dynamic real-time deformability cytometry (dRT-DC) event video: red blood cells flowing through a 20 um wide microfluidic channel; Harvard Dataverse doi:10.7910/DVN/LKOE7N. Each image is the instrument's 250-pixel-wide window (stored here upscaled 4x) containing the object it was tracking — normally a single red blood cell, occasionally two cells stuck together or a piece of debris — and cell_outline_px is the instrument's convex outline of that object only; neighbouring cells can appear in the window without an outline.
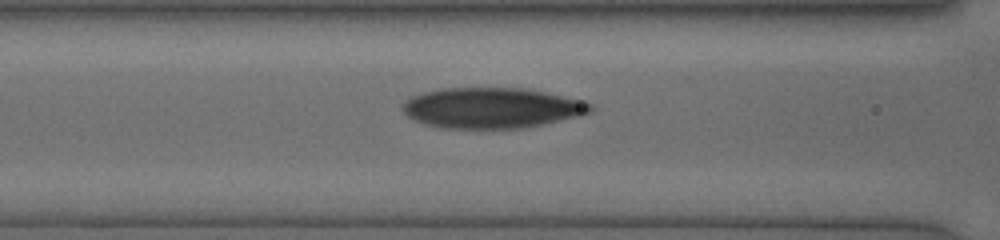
{"species": "human", "species_latin": "Homo sapiens", "temperature_condition": "cold", "stored_images_in_passage": 18, "camera_frame_rate_fps": 3000, "um_per_image_px": 0.085, "donor": {"sex": "female"}, "frame": {"image": 1, "passage_image": 13, "time_ms": 4.0, "image_size_px": [1000, 240], "cell_outline_px": [[596, 108], [592, 112], [580, 116], [520, 128], [440, 128], [416, 120], [408, 116], [404, 112], [404, 100], [412, 96], [424, 92], [444, 88], [528, 88], [584, 100], [592, 104]], "centroid_in_image_um": [41.87, 9.16], "position_along_channel_um": 124.7, "area_um2": 44.33}}
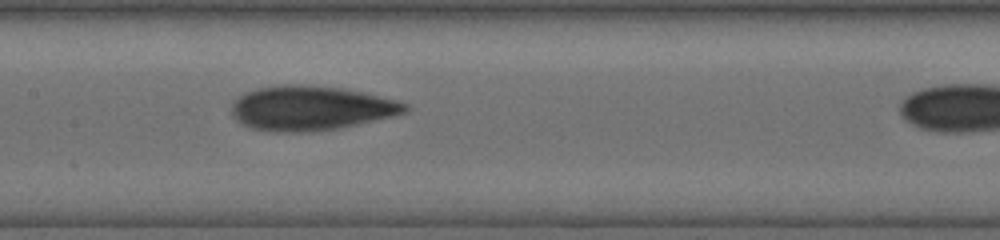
{"frame": {"image": 2, "passage_image": 15, "time_ms": 5.333, "image_size_px": [1000, 240], "cell_outline_px": [[408, 112], [392, 116], [340, 128], [312, 132], [276, 132], [252, 128], [240, 124], [232, 116], [232, 104], [244, 92], [260, 88], [284, 84], [296, 84], [340, 88], [360, 92], [396, 100], [408, 104]], "centroid_in_image_um": [26.39, 9.21], "position_along_channel_um": 181.0, "area_um2": 44.8}}
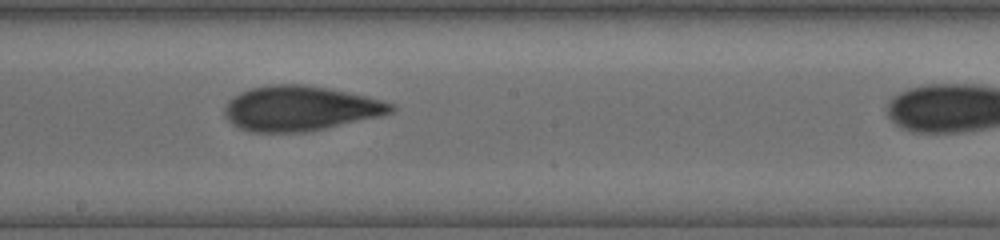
{"frame": {"image": 3, "passage_image": 16, "time_ms": 6.333, "image_size_px": [1000, 240], "cell_outline_px": [[396, 108], [392, 112], [376, 116], [324, 128], [304, 132], [252, 132], [240, 128], [232, 124], [224, 116], [224, 108], [228, 100], [232, 96], [240, 92], [252, 88], [268, 84], [304, 84], [328, 88], [364, 96], [380, 100], [392, 104]], "centroid_in_image_um": [25.42, 9.2], "position_along_channel_um": 222.8, "area_um2": 43.12}}